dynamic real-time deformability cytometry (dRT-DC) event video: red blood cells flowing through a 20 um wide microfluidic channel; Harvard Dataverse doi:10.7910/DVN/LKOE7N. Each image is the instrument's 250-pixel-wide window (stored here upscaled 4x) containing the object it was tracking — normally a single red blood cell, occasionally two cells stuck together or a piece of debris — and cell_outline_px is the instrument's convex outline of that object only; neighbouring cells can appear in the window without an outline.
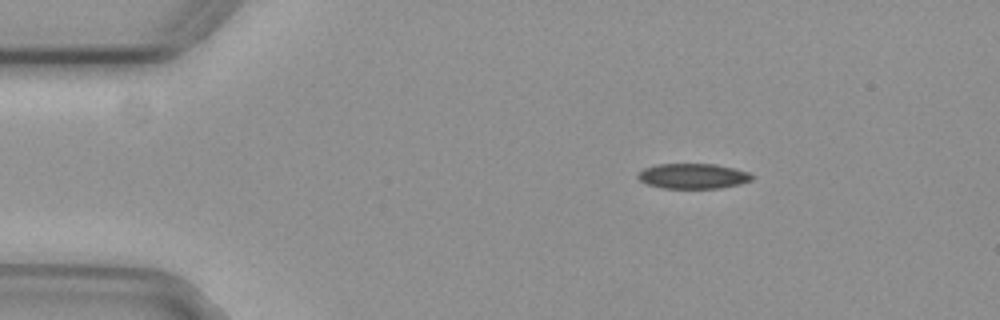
{"species": "common noctule bat (a hibernating species)", "species_latin": "Nyctalus noctula", "temperature_condition": "cold", "stored_images_in_passage": 48, "camera_frame_rate_fps": 3000, "um_per_image_px": 0.085, "animal": {"sex": "female", "body_mass_g": 29.2, "forearm_length_mm": 56.3}, "frame": {"image": 1, "passage_image": 2, "time_ms": 0.333, "image_size_px": [1000, 320], "cell_outline_px": [[752, 180], [740, 184], [720, 188], [664, 188], [648, 184], [640, 180], [636, 176], [644, 168], [656, 164], [716, 164], [748, 172], [752, 176]], "centroid_in_image_um": [58.89, 14.96], "position_along_channel_um": 26.1, "area_um2": 16.59}}
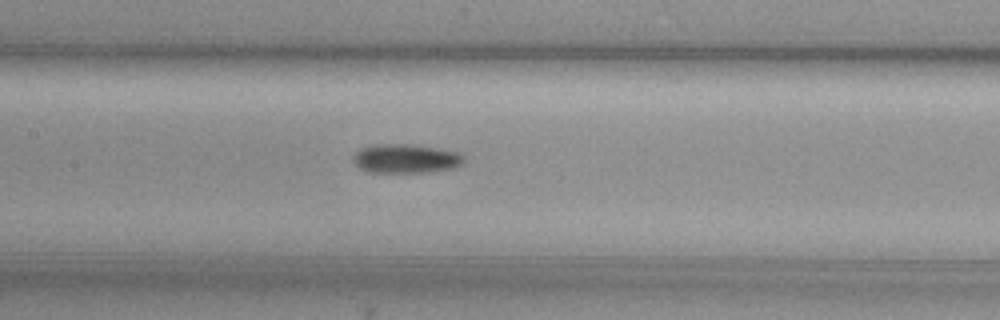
{"frame": {"image": 2, "passage_image": 19, "time_ms": 6.0, "image_size_px": [1000, 320], "cell_outline_px": [[464, 164], [456, 168], [428, 172], [368, 172], [360, 168], [352, 160], [356, 152], [364, 148], [380, 144], [404, 144], [432, 148], [456, 152], [464, 156]], "centroid_in_image_um": [34.52, 13.5], "position_along_channel_um": 172.9, "area_um2": 18.38}}
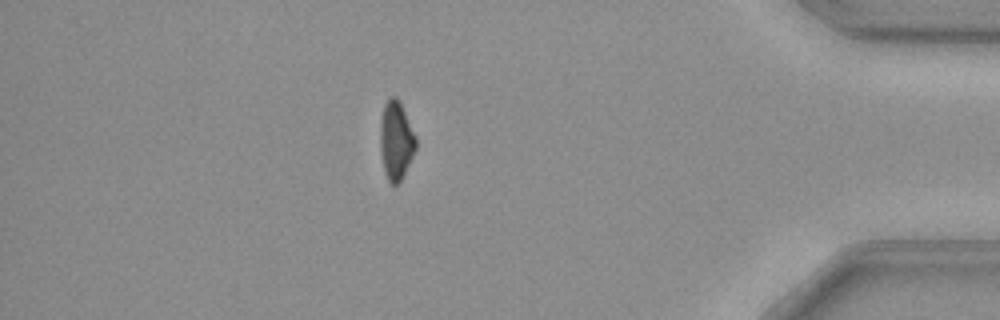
{"frame": {"image": 3, "passage_image": 41, "time_ms": 13.333, "image_size_px": [1000, 320], "cell_outline_px": [[416, 148], [400, 180], [396, 184], [392, 184], [388, 180], [384, 172], [380, 152], [380, 124], [384, 104], [392, 96], [396, 96], [416, 136]], "centroid_in_image_um": [33.64, 11.94], "position_along_channel_um": 401.6, "area_um2": 15.95}, "authors_computed_cell_mechanics": {"area_um2": 17.7157, "velocity_mm_per_s": 3.7233, "shape_relaxation_time_tau1_ms": 6.0997, "shape_relaxation_time_tau2_ms": null, "deformation_change_tau1": 0.141, "deformation_change_tau2": null}}